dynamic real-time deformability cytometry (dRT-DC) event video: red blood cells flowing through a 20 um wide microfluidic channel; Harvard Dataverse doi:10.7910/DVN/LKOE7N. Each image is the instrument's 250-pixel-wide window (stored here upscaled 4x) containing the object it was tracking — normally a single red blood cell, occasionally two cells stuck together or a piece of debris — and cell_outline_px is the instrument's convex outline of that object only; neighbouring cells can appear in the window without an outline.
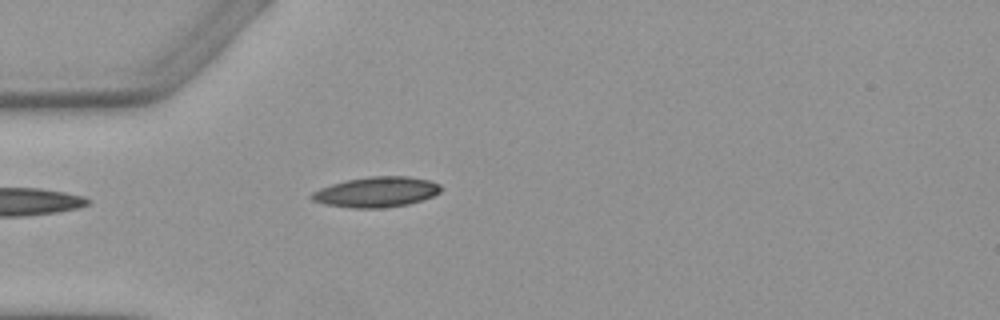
{"species": "Egyptian fruit bat (a non-hibernating species)", "species_latin": "Rousettus aegyptiacus", "temperature_condition": "warm", "stored_images_in_passage": 4, "camera_frame_rate_fps": 3000, "um_per_image_px": 0.085, "animal": {"sex": "female"}, "frame": {"image": 1, "passage_image": 4, "time_ms": 3.667, "image_size_px": [1000, 320], "cell_outline_px": [[440, 192], [432, 196], [408, 204], [384, 208], [352, 208], [324, 204], [312, 200], [308, 196], [312, 192], [320, 188], [332, 184], [348, 180], [368, 176], [408, 176], [428, 180], [440, 184]], "centroid_in_image_um": [31.96, 16.32], "position_along_channel_um": 53.0, "area_um2": 22.77}}